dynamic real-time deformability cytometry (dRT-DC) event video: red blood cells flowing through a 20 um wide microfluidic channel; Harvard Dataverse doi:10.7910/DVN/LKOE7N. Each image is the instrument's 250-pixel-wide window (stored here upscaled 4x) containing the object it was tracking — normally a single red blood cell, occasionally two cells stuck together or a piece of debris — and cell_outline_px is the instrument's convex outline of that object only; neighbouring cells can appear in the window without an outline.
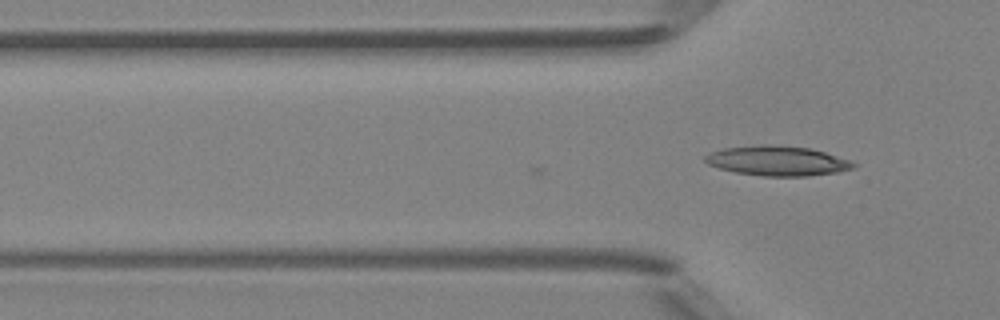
{"species": "Egyptian fruit bat (a non-hibernating species)", "species_latin": "Rousettus aegyptiacus", "temperature_condition": "room temperature", "stored_images_in_passage": 3, "camera_frame_rate_fps": 3000, "um_per_image_px": 0.085, "animal": {"sex": "female"}, "frame": {"image": 1, "passage_image": 3, "time_ms": 0.667, "image_size_px": [1000, 320], "cell_outline_px": [[856, 164], [852, 168], [836, 172], [808, 176], [764, 176], [736, 172], [720, 168], [708, 164], [704, 160], [704, 156], [712, 152], [724, 148], [760, 144], [772, 144], [812, 148], [848, 160]], "centroid_in_image_um": [66.05, 13.66], "position_along_channel_um": 59.7, "area_um2": 25.55}}